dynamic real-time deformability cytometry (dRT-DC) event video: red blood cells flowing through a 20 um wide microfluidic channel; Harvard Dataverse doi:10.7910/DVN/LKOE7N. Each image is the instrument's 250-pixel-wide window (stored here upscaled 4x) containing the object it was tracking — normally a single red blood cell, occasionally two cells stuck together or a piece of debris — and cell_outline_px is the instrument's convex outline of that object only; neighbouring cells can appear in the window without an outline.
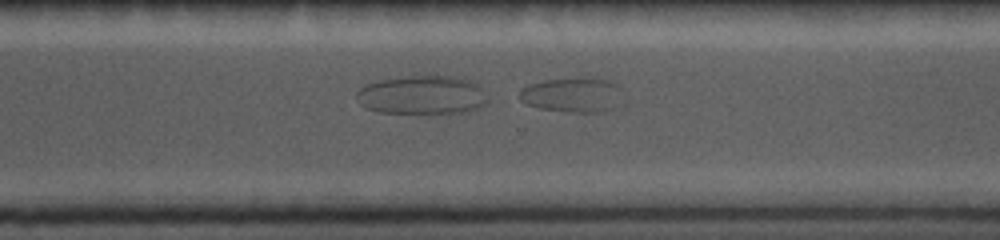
{"species": "common noctule bat (a hibernating species)", "species_latin": "Nyctalus noctula", "temperature_condition": "cold", "stored_images_in_passage": 21, "camera_frame_rate_fps": 5000, "um_per_image_px": 0.085, "animal": {"sex": "female", "body_mass_g": 19.0, "forearm_length_mm": 56.7}, "frame": {"image": 1, "passage_image": 18, "time_ms": 7.8, "image_size_px": [1000, 240], "cell_outline_px": [[620, 88], [612, 108], [604, 112], [576, 112], [540, 108], [528, 104], [520, 100], [520, 92], [524, 88], [532, 84], [544, 80], [580, 76], [584, 76], [608, 80], [616, 84]], "centroid_in_image_um": [48.62, 8.03], "position_along_channel_um": 322.0, "area_um2": 20.46}}
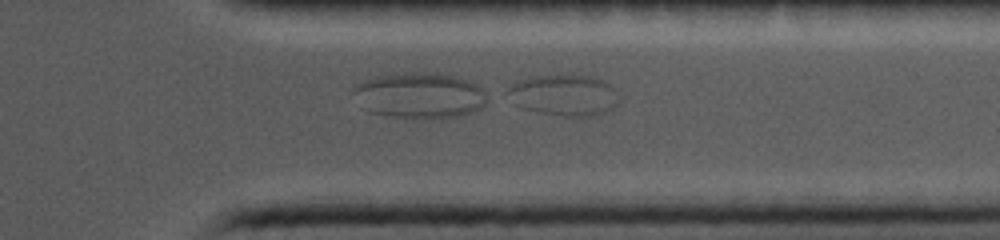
{"frame": {"image": 2, "passage_image": 21, "time_ms": 9.0, "image_size_px": [1000, 240], "cell_outline_px": [[620, 104], [604, 112], [588, 116], [564, 116], [536, 112], [520, 108], [504, 92], [516, 80], [532, 76], [588, 76], [604, 80], [616, 88], [620, 100]], "centroid_in_image_um": [47.94, 8.09], "position_along_channel_um": 363.5, "area_um2": 26.88}}